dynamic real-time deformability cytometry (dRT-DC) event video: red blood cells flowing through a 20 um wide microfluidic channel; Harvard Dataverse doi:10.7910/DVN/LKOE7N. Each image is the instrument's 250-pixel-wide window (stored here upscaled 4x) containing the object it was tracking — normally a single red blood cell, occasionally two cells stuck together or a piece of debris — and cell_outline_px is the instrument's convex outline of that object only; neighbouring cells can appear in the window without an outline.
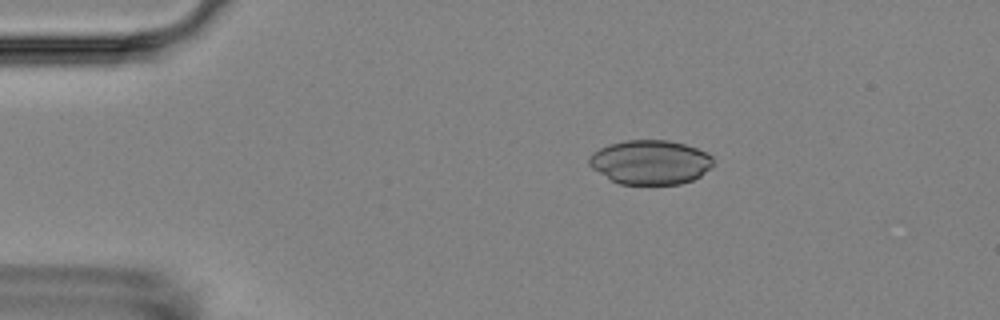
{"species": "Egyptian fruit bat (a non-hibernating species)", "species_latin": "Rousettus aegyptiacus", "temperature_condition": "room temperature", "stored_images_in_passage": 6, "camera_frame_rate_fps": 3000, "um_per_image_px": 0.085, "animal": {"sex": "female"}, "frame": {"image": 1, "passage_image": 3, "time_ms": 2.333, "image_size_px": [1000, 320], "cell_outline_px": [[712, 164], [700, 176], [692, 180], [680, 184], [620, 184], [612, 180], [592, 168], [588, 164], [588, 160], [592, 152], [608, 144], [624, 140], [668, 140], [684, 144], [696, 148], [712, 156]], "centroid_in_image_um": [55.24, 13.78], "position_along_channel_um": 29.8, "area_um2": 31.85}}
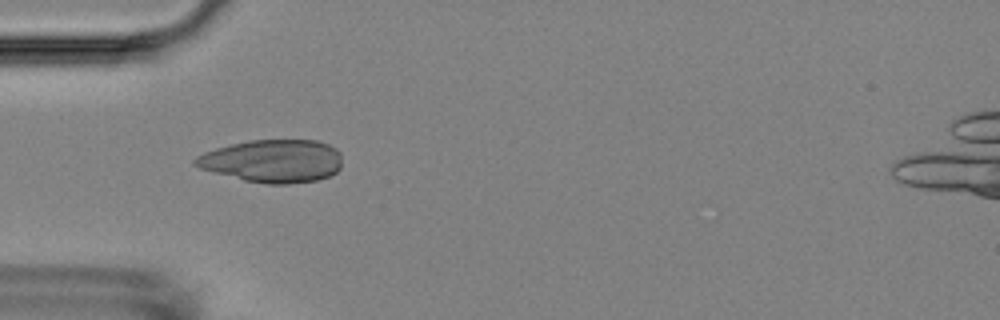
{"frame": {"image": 2, "passage_image": 5, "time_ms": 4.667, "image_size_px": [1000, 320], "cell_outline_px": [[340, 168], [336, 172], [328, 176], [316, 180], [288, 184], [268, 184], [244, 180], [212, 172], [200, 168], [192, 164], [192, 160], [196, 156], [204, 152], [216, 148], [248, 140], [316, 140], [328, 144], [336, 148], [340, 152]], "centroid_in_image_um": [23.15, 13.68], "position_along_channel_um": 61.8, "area_um2": 36.76}}
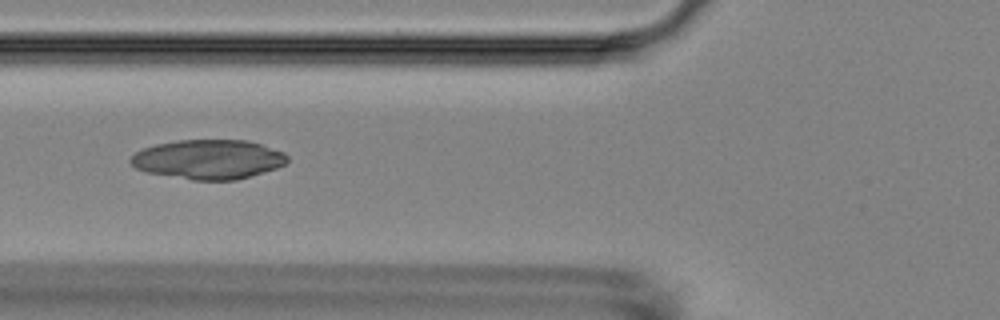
{"frame": {"image": 3, "passage_image": 6, "time_ms": 6.0, "image_size_px": [1000, 320], "cell_outline_px": [[288, 160], [284, 164], [276, 168], [264, 172], [236, 180], [192, 180], [148, 172], [136, 168], [128, 160], [136, 152], [144, 148], [156, 144], [176, 140], [248, 140], [284, 152], [288, 156]], "centroid_in_image_um": [17.72, 13.54], "position_along_channel_um": 108.1, "area_um2": 35.89}}